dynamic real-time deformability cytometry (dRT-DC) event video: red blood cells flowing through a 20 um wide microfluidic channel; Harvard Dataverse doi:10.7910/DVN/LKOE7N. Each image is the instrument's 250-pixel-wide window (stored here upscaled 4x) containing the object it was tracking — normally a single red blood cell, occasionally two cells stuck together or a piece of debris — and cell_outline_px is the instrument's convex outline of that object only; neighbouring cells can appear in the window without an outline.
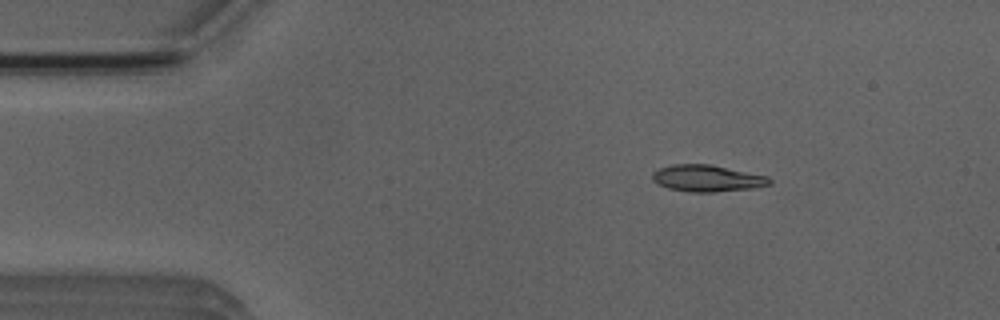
{"species": "Egyptian fruit bat (a non-hibernating species)", "species_latin": "Rousettus aegyptiacus", "temperature_condition": "room temperature", "stored_images_in_passage": 3, "camera_frame_rate_fps": 3000, "um_per_image_px": 0.085, "animal": {"sex": "male"}, "frame": {"image": 1, "passage_image": 1, "time_ms": 0.0, "image_size_px": [1000, 320], "cell_outline_px": [[772, 184], [752, 188], [712, 192], [688, 192], [668, 188], [656, 184], [652, 180], [652, 172], [660, 168], [672, 164], [708, 164], [768, 176], [772, 180]], "centroid_in_image_um": [60.08, 15.16], "position_along_channel_um": 24.9, "area_um2": 18.21}}